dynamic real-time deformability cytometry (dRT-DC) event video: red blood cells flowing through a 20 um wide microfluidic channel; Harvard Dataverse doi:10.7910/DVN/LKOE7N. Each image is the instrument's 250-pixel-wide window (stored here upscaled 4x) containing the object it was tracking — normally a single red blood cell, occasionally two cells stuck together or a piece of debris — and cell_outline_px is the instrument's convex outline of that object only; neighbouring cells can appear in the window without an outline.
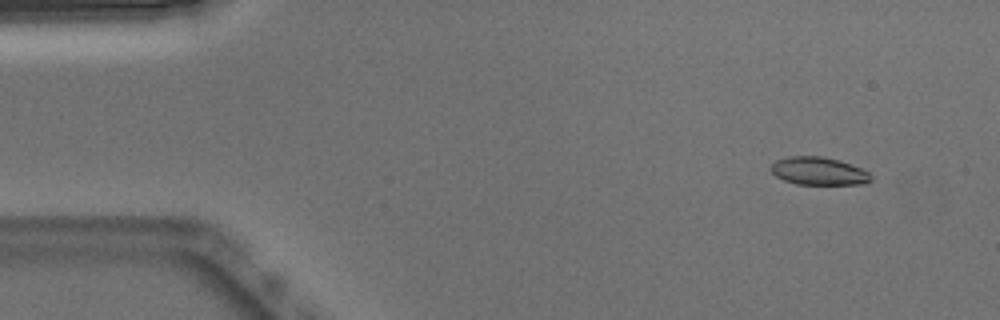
{"species": "Egyptian fruit bat (a non-hibernating species)", "species_latin": "Rousettus aegyptiacus", "temperature_condition": "warm", "stored_images_in_passage": 51, "camera_frame_rate_fps": 3000, "um_per_image_px": 0.085, "animal": {"sex": "male"}, "frame": {"image": 1, "passage_image": 4, "time_ms": 1.0, "image_size_px": [1000, 320], "cell_outline_px": [[872, 180], [860, 184], [796, 184], [784, 180], [776, 176], [768, 168], [776, 160], [788, 156], [820, 156], [840, 160], [860, 168], [868, 172], [872, 176]], "centroid_in_image_um": [69.55, 14.53], "position_along_channel_um": 15.4, "area_um2": 16.24}}
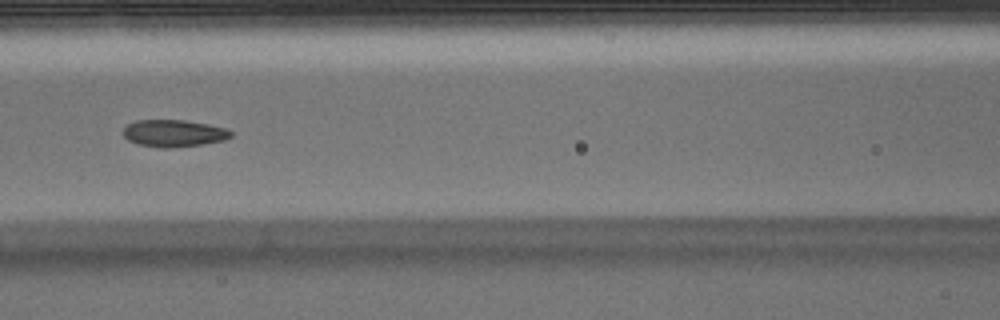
{"frame": {"image": 2, "passage_image": 22, "time_ms": 7.0, "image_size_px": [1000, 320], "cell_outline_px": [[232, 136], [224, 140], [204, 144], [168, 148], [160, 148], [136, 144], [128, 140], [124, 136], [124, 128], [128, 124], [136, 120], [184, 120], [208, 124], [224, 128], [232, 132]], "centroid_in_image_um": [14.76, 11.33], "position_along_channel_um": 151.8, "area_um2": 16.99}}
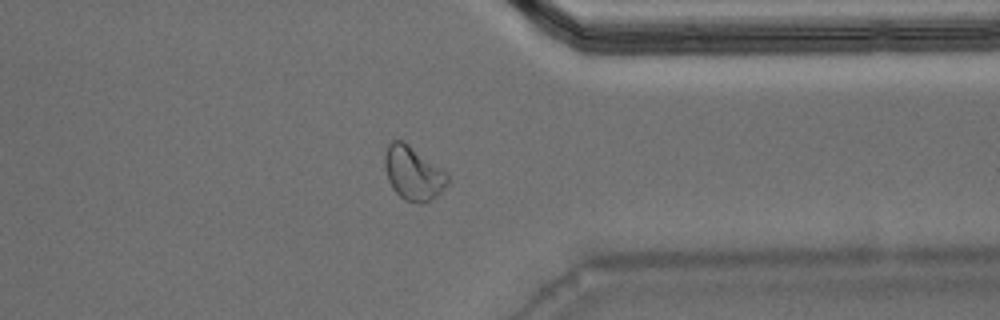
{"frame": {"image": 3, "passage_image": 40, "time_ms": 13.0, "image_size_px": [1000, 320], "cell_outline_px": [[448, 184], [436, 196], [424, 204], [420, 204], [404, 200], [392, 188], [388, 180], [384, 164], [384, 156], [388, 144], [392, 140], [404, 140], [448, 172]], "centroid_in_image_um": [35.13, 14.71], "position_along_channel_um": 376.3, "area_um2": 20.0}, "authors_computed_cell_mechanics": {"area_um2": 17.1666, "velocity_mm_per_s": 3.8516, "shape_relaxation_time_tau1_ms": 7.8797, "shape_relaxation_time_tau2_ms": 2.1926, "deformation_change_tau1": 0.1722, "deformation_change_tau2": 0.0738}}